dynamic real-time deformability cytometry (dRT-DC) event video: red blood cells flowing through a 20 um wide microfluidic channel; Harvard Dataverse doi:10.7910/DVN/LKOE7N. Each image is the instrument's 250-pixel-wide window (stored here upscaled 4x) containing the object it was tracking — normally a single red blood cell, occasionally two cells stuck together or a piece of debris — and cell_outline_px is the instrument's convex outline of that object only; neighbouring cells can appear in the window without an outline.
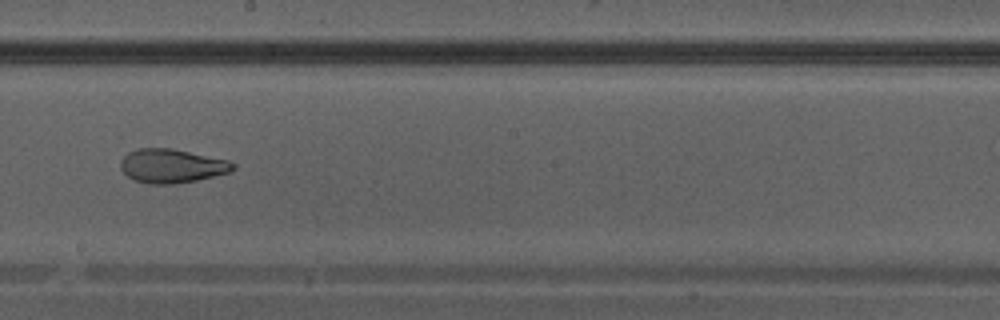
{"species": "Egyptian fruit bat (a non-hibernating species)", "species_latin": "Rousettus aegyptiacus", "temperature_condition": "warm", "stored_images_in_passage": 39, "camera_frame_rate_fps": 3000, "um_per_image_px": 0.085, "animal": {"sex": "male"}, "frame": {"image": 1, "passage_image": 23, "time_ms": 7.333, "image_size_px": [1000, 320], "cell_outline_px": [[236, 168], [228, 172], [196, 180], [176, 184], [148, 184], [136, 180], [128, 176], [120, 168], [120, 160], [128, 152], [136, 148], [172, 148], [228, 160], [236, 164]], "centroid_in_image_um": [14.58, 14.09], "position_along_channel_um": 233.6, "area_um2": 22.2}}